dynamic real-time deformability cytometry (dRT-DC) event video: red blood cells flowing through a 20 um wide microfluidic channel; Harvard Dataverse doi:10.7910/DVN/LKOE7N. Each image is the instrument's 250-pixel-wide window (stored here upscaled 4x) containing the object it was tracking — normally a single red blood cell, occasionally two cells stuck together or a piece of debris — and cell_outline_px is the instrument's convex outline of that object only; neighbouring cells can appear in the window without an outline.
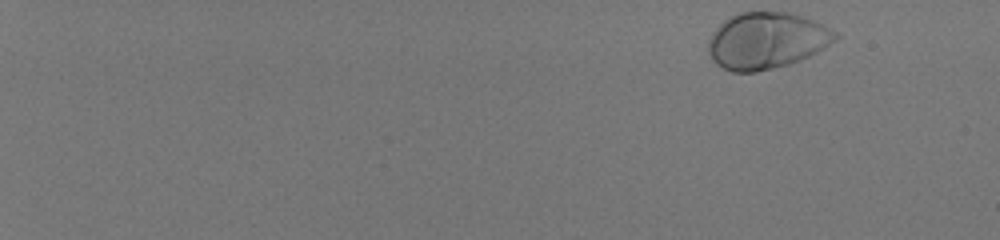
{"species": "human", "species_latin": "Homo sapiens", "temperature_condition": "room temperature", "stored_images_in_passage": 52, "camera_frame_rate_fps": 3000, "um_per_image_px": 0.085, "donor": {"sex": "male"}, "frame": {"image": 1, "passage_image": 1, "time_ms": 0.0, "image_size_px": [1000, 240], "cell_outline_px": [[840, 36], [836, 40], [824, 48], [800, 60], [788, 64], [756, 72], [732, 72], [716, 64], [712, 60], [708, 52], [708, 40], [712, 32], [724, 20], [740, 12], [788, 12], [812, 20], [836, 32]], "centroid_in_image_um": [65.13, 3.46], "position_along_channel_um": 19.9, "area_um2": 41.56}}
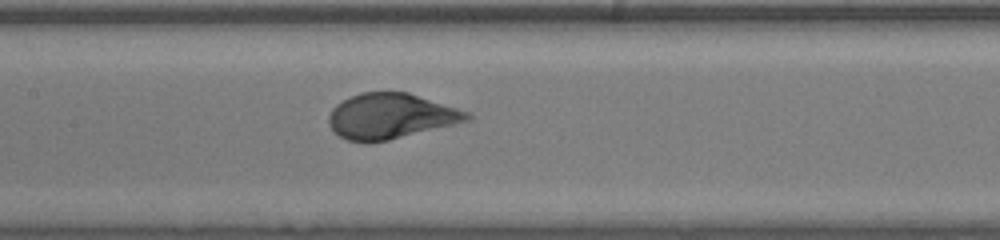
{"frame": {"image": 2, "passage_image": 29, "time_ms": 9.333, "image_size_px": [1000, 240], "cell_outline_px": [[472, 120], [388, 140], [364, 144], [348, 140], [340, 136], [328, 124], [328, 116], [332, 108], [336, 104], [360, 92], [408, 92], [468, 112], [472, 116]], "centroid_in_image_um": [33.19, 9.88], "position_along_channel_um": 174.2, "area_um2": 36.47}}
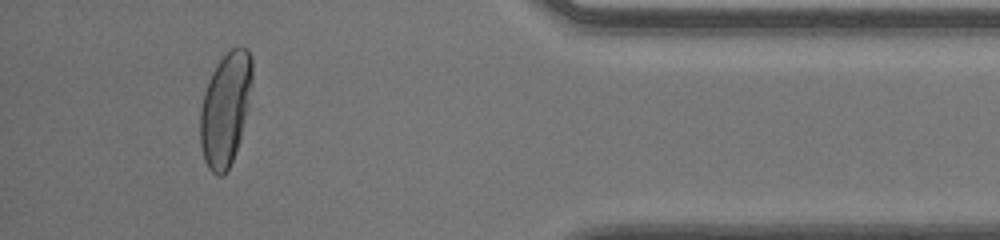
{"frame": {"image": 3, "passage_image": 49, "time_ms": 16.0, "image_size_px": [1000, 240], "cell_outline_px": [[252, 84], [248, 108], [240, 140], [232, 160], [224, 176], [216, 176], [208, 168], [204, 160], [200, 144], [200, 108], [204, 92], [212, 72], [216, 64], [232, 48], [248, 48], [252, 60]], "centroid_in_image_um": [19.16, 9.28], "position_along_channel_um": 416.0, "area_um2": 34.39}, "authors_computed_cell_mechanics": {"area_um2": 37.6856, "velocity_mm_per_s": 4.0032, "shape_relaxation_time_tau1_ms": 2.5155, "shape_relaxation_time_tau2_ms": null, "deformation_change_tau1": 0.1787, "deformation_change_tau2": null}}